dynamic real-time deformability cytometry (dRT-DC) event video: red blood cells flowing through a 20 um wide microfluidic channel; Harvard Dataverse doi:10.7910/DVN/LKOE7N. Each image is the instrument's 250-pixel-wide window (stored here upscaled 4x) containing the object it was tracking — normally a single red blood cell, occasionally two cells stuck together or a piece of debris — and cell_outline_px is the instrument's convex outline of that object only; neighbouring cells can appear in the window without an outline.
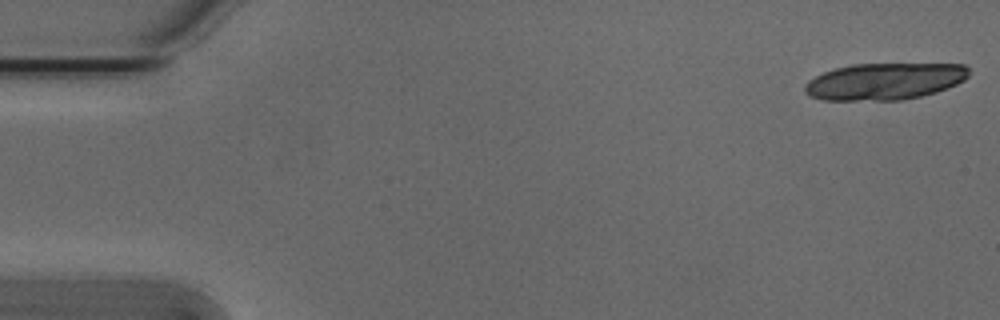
{"species": "Egyptian fruit bat (a non-hibernating species)", "species_latin": "Rousettus aegyptiacus", "temperature_condition": "cold", "stored_images_in_passage": 14, "camera_frame_rate_fps": 3000, "um_per_image_px": 0.085, "animal": {"sex": "male"}, "frame": {"image": 1, "passage_image": 1, "time_ms": 0.0, "image_size_px": [1000, 320], "cell_outline_px": [[968, 76], [964, 80], [956, 84], [936, 92], [920, 96], [900, 100], [824, 100], [812, 96], [804, 92], [804, 84], [808, 80], [824, 72], [836, 68], [852, 64], [964, 64], [968, 68]], "centroid_in_image_um": [75.17, 6.91], "position_along_channel_um": 9.8, "area_um2": 35.03}}